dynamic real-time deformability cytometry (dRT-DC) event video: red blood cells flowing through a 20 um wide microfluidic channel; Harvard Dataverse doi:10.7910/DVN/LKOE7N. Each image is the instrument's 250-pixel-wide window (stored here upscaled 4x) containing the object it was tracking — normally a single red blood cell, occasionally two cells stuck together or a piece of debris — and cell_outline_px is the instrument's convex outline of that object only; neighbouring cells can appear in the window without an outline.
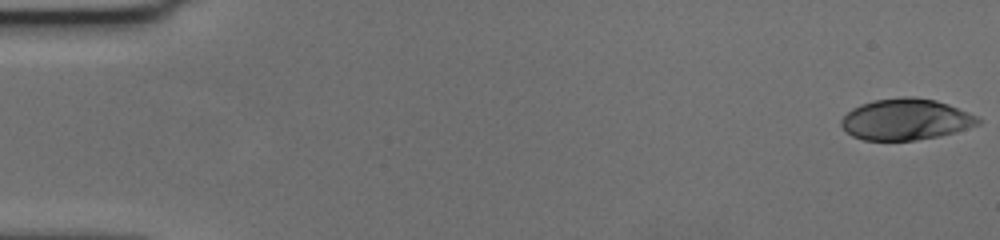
{"species": "human", "species_latin": "Homo sapiens", "temperature_condition": "cold", "stored_images_in_passage": 58, "camera_frame_rate_fps": 3000, "um_per_image_px": 0.085, "donor": {"sex": "female"}, "frame": {"image": 1, "passage_image": 1, "time_ms": 0.0, "image_size_px": [1000, 240], "cell_outline_px": [[980, 124], [940, 136], [916, 140], [864, 140], [852, 136], [840, 124], [840, 120], [852, 108], [860, 104], [872, 100], [900, 96], [912, 96], [936, 100], [948, 104], [968, 112], [976, 116], [980, 120]], "centroid_in_image_um": [76.97, 10.13], "position_along_channel_um": 8.0, "area_um2": 32.89}}
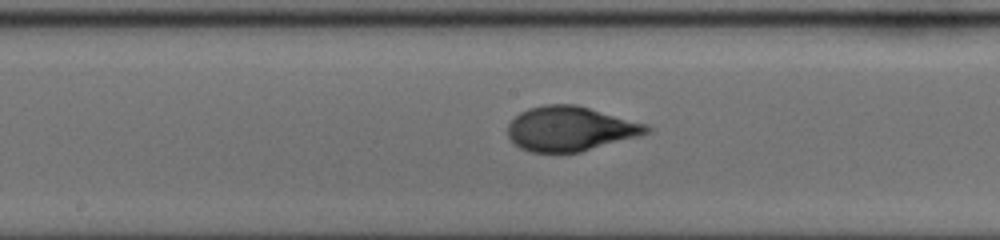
{"frame": {"image": 2, "passage_image": 31, "time_ms": 10.0, "image_size_px": [1000, 240], "cell_outline_px": [[652, 128], [648, 132], [640, 136], [580, 152], [532, 152], [520, 148], [508, 136], [508, 124], [520, 112], [528, 108], [544, 104], [576, 104], [648, 124]], "centroid_in_image_um": [48.49, 10.93], "position_along_channel_um": 199.7, "area_um2": 36.13}}
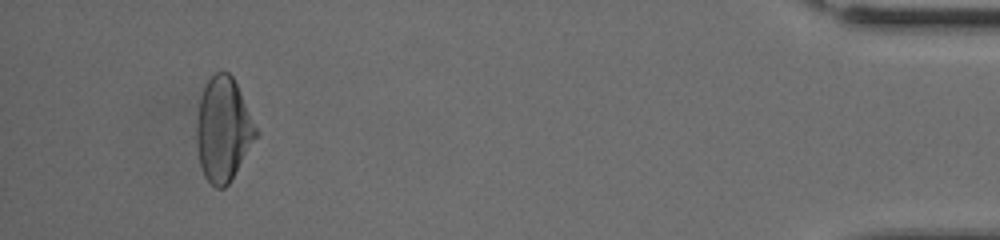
{"frame": {"image": 3, "passage_image": 55, "time_ms": 18.0, "image_size_px": [1000, 240], "cell_outline_px": [[260, 132], [228, 184], [224, 188], [216, 188], [204, 176], [200, 164], [196, 140], [196, 124], [200, 96], [208, 80], [216, 72], [228, 72], [232, 76]], "centroid_in_image_um": [18.97, 11.0], "position_along_channel_um": 416.2, "area_um2": 35.78}, "authors_computed_cell_mechanics": {"area_um2": 35.4603, "velocity_mm_per_s": 3.5666, "shape_relaxation_time_tau1_ms": 4.8802, "shape_relaxation_time_tau2_ms": null, "deformation_change_tau1": 0.1954, "deformation_change_tau2": null}}